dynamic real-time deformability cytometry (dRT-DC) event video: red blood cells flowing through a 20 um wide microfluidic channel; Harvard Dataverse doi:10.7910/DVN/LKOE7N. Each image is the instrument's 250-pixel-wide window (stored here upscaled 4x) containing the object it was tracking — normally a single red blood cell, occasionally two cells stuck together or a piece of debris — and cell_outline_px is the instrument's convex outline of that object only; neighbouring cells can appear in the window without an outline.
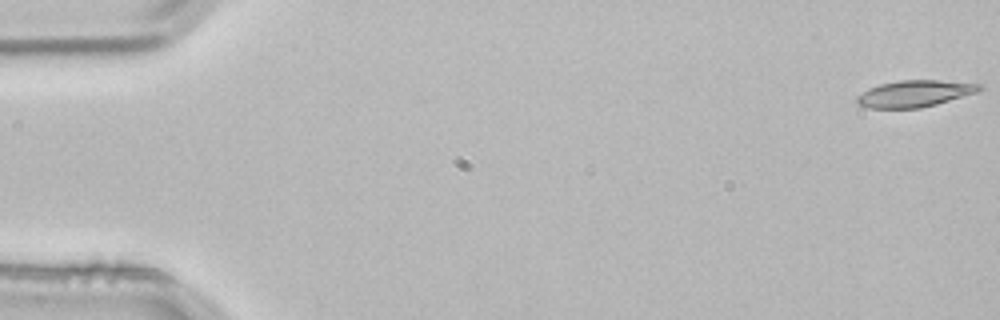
{"species": "common noctule bat (a hibernating species)", "species_latin": "Nyctalus noctula", "temperature_condition": "room temperature", "stored_images_in_passage": 2, "segment_of_instrument_passage": [2, 2], "camera_frame_rate_fps": 3000, "um_per_image_px": 0.085, "animal": {"sex": "male", "body_mass_g": 21.5, "forearm_length_mm": 52.0}, "frame": {"image": 1, "passage_image": 2, "time_ms": 0.333, "image_size_px": [1000, 320], "cell_outline_px": [[984, 88], [976, 92], [936, 104], [920, 108], [868, 108], [856, 104], [856, 96], [868, 88], [880, 84], [900, 80], [940, 80], [980, 84]], "centroid_in_image_um": [77.69, 7.95], "position_along_channel_um": 7.3, "area_um2": 18.96}}